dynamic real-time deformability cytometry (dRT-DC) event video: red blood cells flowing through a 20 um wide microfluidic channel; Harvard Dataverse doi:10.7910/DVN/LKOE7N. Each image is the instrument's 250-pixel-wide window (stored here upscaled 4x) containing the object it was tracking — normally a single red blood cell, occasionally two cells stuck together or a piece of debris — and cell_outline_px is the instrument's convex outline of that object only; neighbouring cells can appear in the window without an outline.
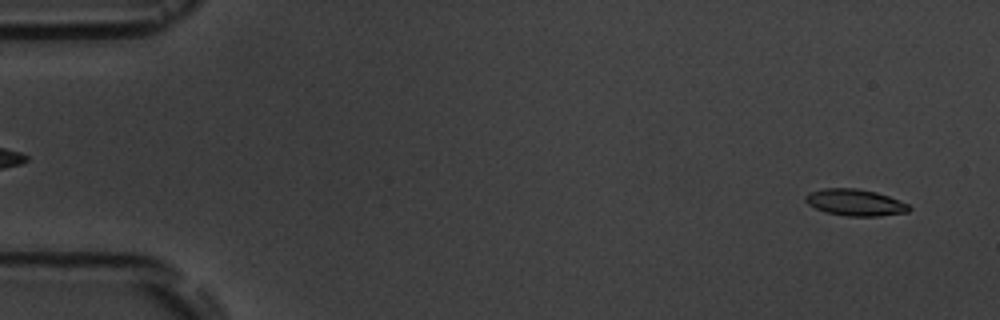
{"species": "common noctule bat (a hibernating species)", "species_latin": "Nyctalus noctula", "temperature_condition": "room temperature", "stored_images_in_passage": 3, "segment_of_instrument_passage": [2, 2], "camera_frame_rate_fps": 3000, "um_per_image_px": 0.085, "animal": {"sex": "male", "body_mass_g": 19.5, "forearm_length_mm": 54.6}, "frame": {"image": 1, "passage_image": 3, "time_ms": 2.333, "image_size_px": [1000, 320], "cell_outline_px": [[912, 208], [908, 212], [880, 216], [848, 216], [824, 212], [808, 204], [804, 200], [804, 196], [808, 192], [824, 188], [856, 188], [876, 192], [888, 196], [908, 204]], "centroid_in_image_um": [72.66, 17.21], "position_along_channel_um": 12.3, "area_um2": 16.13}}